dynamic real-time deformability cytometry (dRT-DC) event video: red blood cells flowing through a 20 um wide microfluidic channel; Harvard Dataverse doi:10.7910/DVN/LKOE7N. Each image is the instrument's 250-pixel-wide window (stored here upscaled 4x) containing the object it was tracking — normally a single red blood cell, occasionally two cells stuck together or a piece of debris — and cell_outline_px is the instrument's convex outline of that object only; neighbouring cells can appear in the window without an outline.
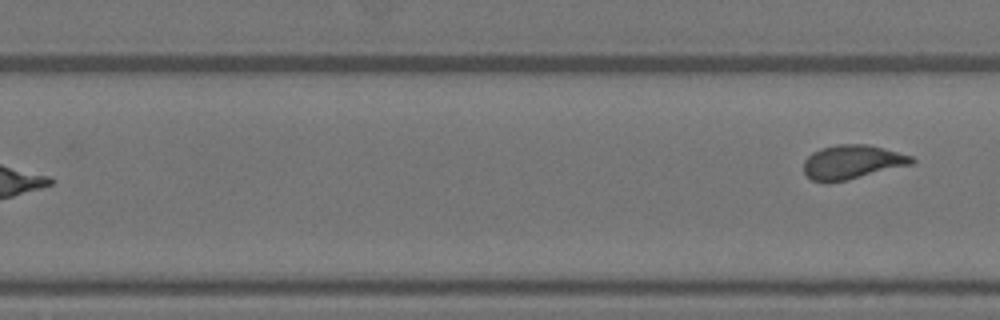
{"species": "Egyptian fruit bat (a non-hibernating species)", "species_latin": "Rousettus aegyptiacus", "temperature_condition": "warm", "stored_images_in_passage": 9, "segment_of_instrument_passage": [2, 2], "camera_frame_rate_fps": 3000, "um_per_image_px": 0.085, "animal": {"sex": "female"}, "frame": {"image": 1, "passage_image": 9, "time_ms": 2.667, "image_size_px": [1000, 320], "cell_outline_px": [[916, 160], [912, 164], [848, 180], [828, 184], [812, 180], [804, 172], [804, 160], [812, 152], [820, 148], [836, 144], [868, 144], [912, 156]], "centroid_in_image_um": [72.4, 13.78], "position_along_channel_um": 257.4, "area_um2": 21.62}}